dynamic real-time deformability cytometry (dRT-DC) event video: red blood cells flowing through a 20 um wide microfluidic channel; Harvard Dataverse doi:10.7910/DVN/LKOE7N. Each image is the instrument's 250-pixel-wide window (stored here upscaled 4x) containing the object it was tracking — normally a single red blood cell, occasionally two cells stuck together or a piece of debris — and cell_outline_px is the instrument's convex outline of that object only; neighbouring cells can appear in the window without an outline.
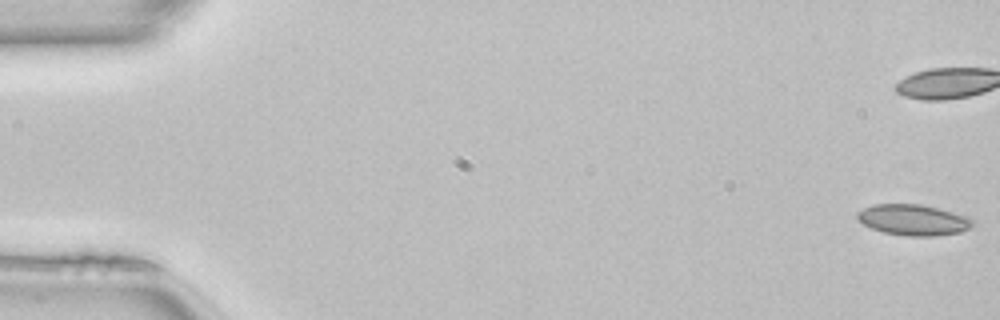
{"species": "common noctule bat (a hibernating species)", "species_latin": "Nyctalus noctula", "temperature_condition": "room temperature", "stored_images_in_passage": 51, "camera_frame_rate_fps": 3000, "um_per_image_px": 0.085, "animal": {"sex": "female", "body_mass_g": 22.7, "forearm_length_mm": 54.2}, "frame": {"image": 1, "passage_image": 1, "time_ms": 0.0, "image_size_px": [1000, 320], "cell_outline_px": [[976, 224], [960, 232], [936, 236], [908, 236], [884, 232], [872, 228], [864, 224], [856, 216], [856, 212], [872, 204], [920, 204], [940, 208], [968, 216]], "centroid_in_image_um": [77.65, 18.68], "position_along_channel_um": 7.3, "area_um2": 20.81}, "authors_computed_cell_mechanics": {"area_um2": 19.5942, "velocity_mm_per_s": 4.1157, "shape_relaxation_time_tau1_ms": null, "shape_relaxation_time_tau2_ms": 1.3946, "deformation_change_tau1": null, "deformation_change_tau2": 0.0762}}